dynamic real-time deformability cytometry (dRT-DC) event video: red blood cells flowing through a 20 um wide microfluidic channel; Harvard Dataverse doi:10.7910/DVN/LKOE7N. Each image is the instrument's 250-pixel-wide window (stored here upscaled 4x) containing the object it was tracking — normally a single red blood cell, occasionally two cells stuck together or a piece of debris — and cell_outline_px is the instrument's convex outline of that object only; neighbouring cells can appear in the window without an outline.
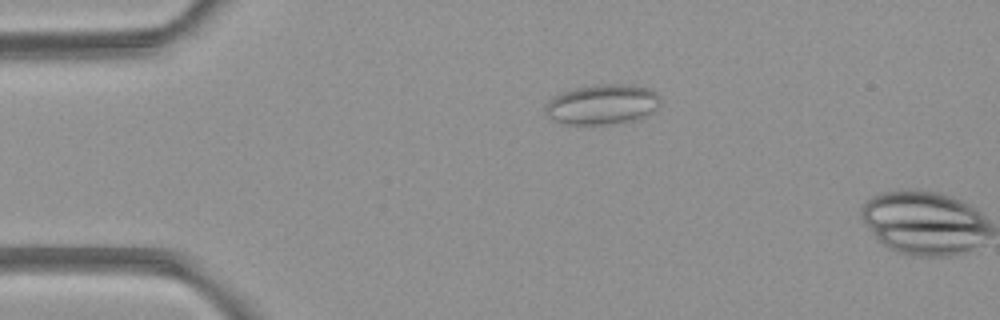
{"species": "common noctule bat (a hibernating species)", "species_latin": "Nyctalus noctula", "temperature_condition": "room temperature", "stored_images_in_passage": 2, "camera_frame_rate_fps": 3000, "um_per_image_px": 0.085, "animal": {"sex": "female", "body_mass_g": 21.9}, "frame": {"image": 1, "passage_image": 1, "time_ms": 0.0, "image_size_px": [1000, 320], "cell_outline_px": [[660, 104], [648, 116], [640, 120], [604, 124], [564, 124], [552, 120], [548, 116], [544, 108], [548, 100], [552, 96], [576, 88], [604, 84], [632, 84], [648, 88], [656, 92], [660, 100]], "centroid_in_image_um": [51.21, 8.88], "position_along_channel_um": 33.8, "area_um2": 27.05}}